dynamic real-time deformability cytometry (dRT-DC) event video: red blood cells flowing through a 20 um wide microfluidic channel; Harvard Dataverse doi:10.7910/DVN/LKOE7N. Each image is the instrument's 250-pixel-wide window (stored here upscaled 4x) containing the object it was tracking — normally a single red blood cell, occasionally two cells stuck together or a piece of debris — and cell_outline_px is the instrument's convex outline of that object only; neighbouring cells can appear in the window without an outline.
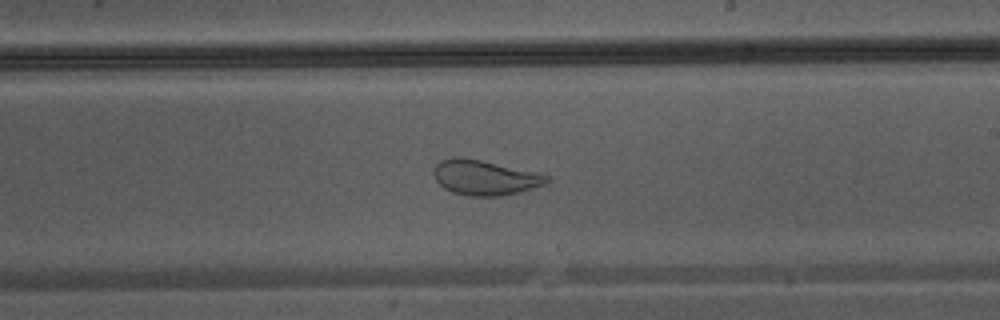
{"species": "Egyptian fruit bat (a non-hibernating species)", "species_latin": "Rousettus aegyptiacus", "temperature_condition": "warm", "stored_images_in_passage": 46, "segment_of_instrument_passage": [1, 2], "camera_frame_rate_fps": 3000, "um_per_image_px": 0.085, "animal": {"sex": "male"}, "frame": {"image": 1, "passage_image": 27, "time_ms": 8.667, "image_size_px": [1000, 320], "cell_outline_px": [[552, 180], [544, 184], [532, 188], [500, 196], [468, 196], [452, 192], [444, 188], [436, 180], [432, 172], [436, 164], [440, 160], [456, 156], [480, 160], [532, 172], [548, 176]], "centroid_in_image_um": [41.14, 15.1], "position_along_channel_um": 247.9, "area_um2": 22.66}}
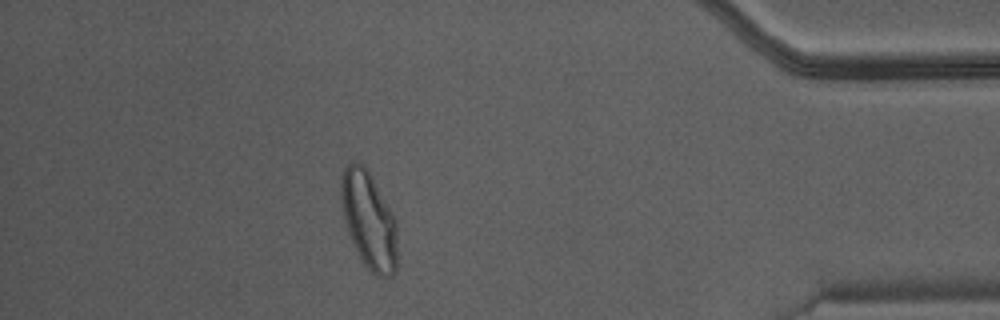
{"frame": {"image": 2, "passage_image": 40, "time_ms": 13.0, "image_size_px": [1000, 320], "cell_outline_px": [[396, 268], [392, 276], [376, 276], [364, 264], [348, 232], [344, 220], [340, 204], [340, 176], [344, 168], [348, 164], [356, 160], [364, 164], [392, 212], [396, 220]], "centroid_in_image_um": [31.32, 18.67], "position_along_channel_um": 403.9, "area_um2": 31.73}}